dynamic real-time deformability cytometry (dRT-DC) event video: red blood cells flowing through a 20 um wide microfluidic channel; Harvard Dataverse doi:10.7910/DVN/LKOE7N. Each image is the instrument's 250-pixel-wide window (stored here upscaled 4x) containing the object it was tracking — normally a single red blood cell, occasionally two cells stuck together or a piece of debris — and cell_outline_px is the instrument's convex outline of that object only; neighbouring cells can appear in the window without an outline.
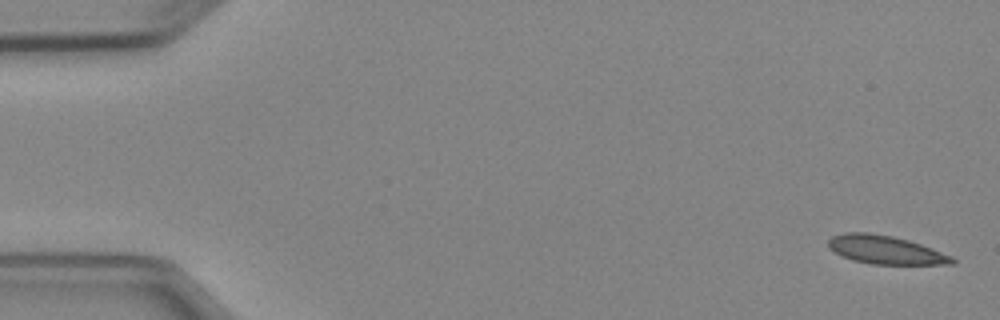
{"species": "Egyptian fruit bat (a non-hibernating species)", "species_latin": "Rousettus aegyptiacus", "temperature_condition": "cold", "stored_images_in_passage": 5, "camera_frame_rate_fps": 3000, "um_per_image_px": 0.085, "animal": {"sex": "female"}, "frame": {"image": 1, "passage_image": 1, "time_ms": 0.0, "image_size_px": [1000, 320], "cell_outline_px": [[956, 264], [872, 264], [852, 260], [828, 248], [828, 240], [832, 236], [844, 232], [868, 232], [892, 236], [908, 240], [932, 248], [952, 256], [956, 260]], "centroid_in_image_um": [75.27, 21.23], "position_along_channel_um": 9.7, "area_um2": 20.46}}